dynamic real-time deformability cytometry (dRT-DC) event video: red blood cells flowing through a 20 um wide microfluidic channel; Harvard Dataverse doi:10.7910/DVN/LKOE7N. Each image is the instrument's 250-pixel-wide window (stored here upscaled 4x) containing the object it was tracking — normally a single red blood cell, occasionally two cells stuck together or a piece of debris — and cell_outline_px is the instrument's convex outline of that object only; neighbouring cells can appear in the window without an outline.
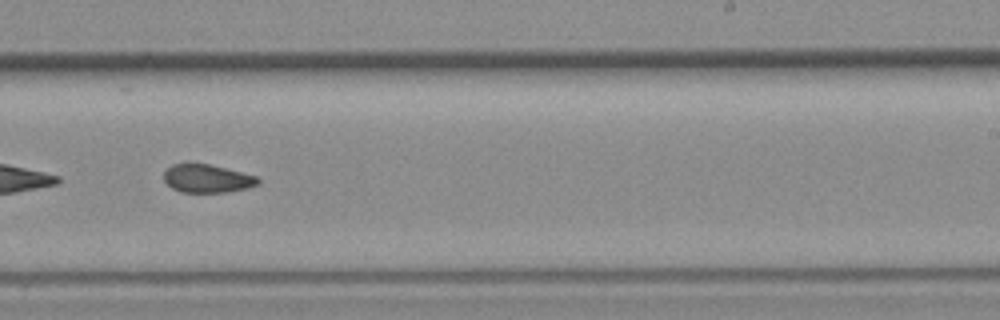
{"species": "common noctule bat (a hibernating species)", "species_latin": "Nyctalus noctula", "temperature_condition": "room temperature", "stored_images_in_passage": 29, "camera_frame_rate_fps": 3000, "um_per_image_px": 0.085, "animal": {"sex": "female", "body_mass_g": 19.3, "forearm_length_mm": 54.1}, "frame": {"image": 1, "passage_image": 17, "time_ms": 5.333, "image_size_px": [1000, 320], "cell_outline_px": [[260, 184], [248, 188], [228, 192], [180, 192], [172, 188], [164, 180], [164, 172], [172, 164], [188, 160], [208, 164], [256, 176], [260, 180]], "centroid_in_image_um": [17.57, 15.15], "position_along_channel_um": 271.4, "area_um2": 15.84}}